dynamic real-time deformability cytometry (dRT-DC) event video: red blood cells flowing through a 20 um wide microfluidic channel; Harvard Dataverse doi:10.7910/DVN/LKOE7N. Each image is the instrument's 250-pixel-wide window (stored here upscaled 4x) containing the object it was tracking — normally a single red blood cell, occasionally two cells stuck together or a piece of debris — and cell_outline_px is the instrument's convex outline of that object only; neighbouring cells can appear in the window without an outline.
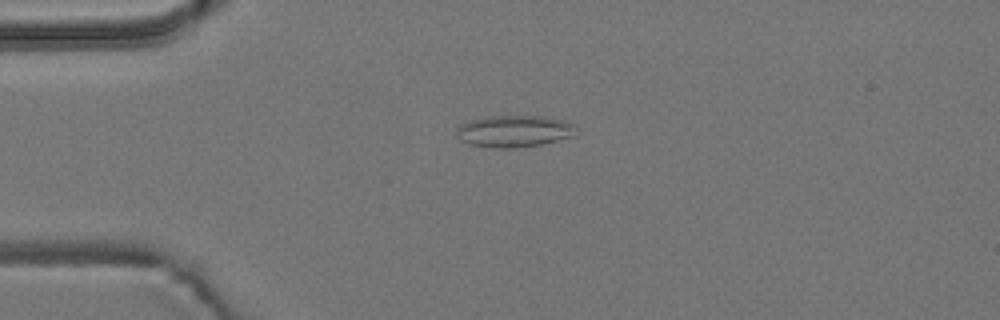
{"species": "common noctule bat (a hibernating species)", "species_latin": "Nyctalus noctula", "temperature_condition": "room temperature", "stored_images_in_passage": 10, "camera_frame_rate_fps": 3000, "um_per_image_px": 0.085, "animal": {"sex": "male", "body_mass_g": 19.2, "forearm_length_mm": 51.8}, "frame": {"image": 1, "passage_image": 4, "time_ms": 1.0, "image_size_px": [1000, 320], "cell_outline_px": [[576, 124], [572, 136], [540, 144], [512, 148], [496, 148], [468, 144], [460, 140], [456, 132], [456, 128], [460, 124], [472, 120], [488, 116], [544, 116]], "centroid_in_image_um": [43.65, 11.15], "position_along_channel_um": 41.4, "area_um2": 21.91}}
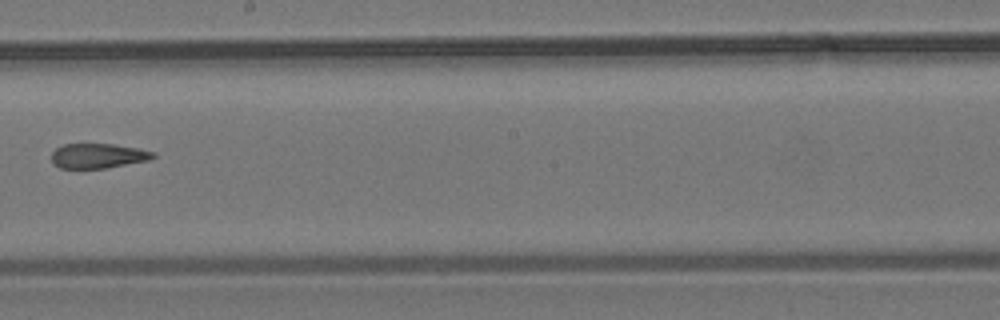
{"frame": {"image": 2, "passage_image": 9, "time_ms": 2.667, "image_size_px": [1000, 320], "cell_outline_px": [[156, 156], [148, 160], [104, 168], [60, 168], [52, 160], [52, 152], [56, 148], [64, 144], [112, 144], [140, 148], [156, 152]], "centroid_in_image_um": [8.36, 13.23], "position_along_channel_um": 239.8, "area_um2": 14.57}}
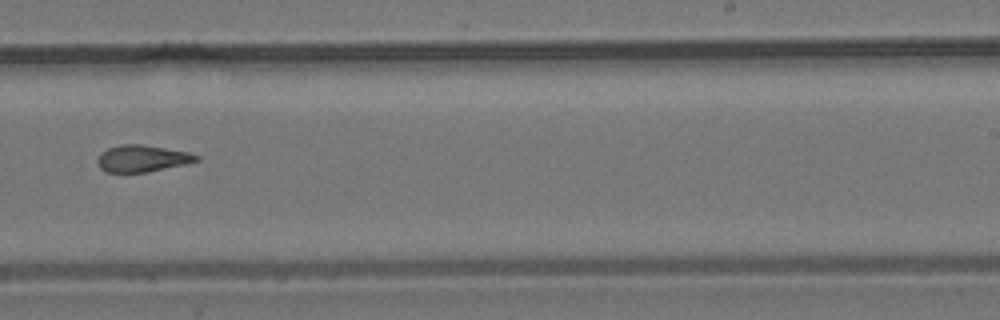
{"frame": {"image": 3, "passage_image": 10, "time_ms": 3.0, "image_size_px": [1000, 320], "cell_outline_px": [[200, 160], [184, 164], [148, 172], [108, 172], [100, 168], [96, 160], [100, 152], [108, 148], [120, 144], [140, 144], [192, 152], [200, 156]], "centroid_in_image_um": [12.1, 13.46], "position_along_channel_um": 276.9, "area_um2": 15.55}}